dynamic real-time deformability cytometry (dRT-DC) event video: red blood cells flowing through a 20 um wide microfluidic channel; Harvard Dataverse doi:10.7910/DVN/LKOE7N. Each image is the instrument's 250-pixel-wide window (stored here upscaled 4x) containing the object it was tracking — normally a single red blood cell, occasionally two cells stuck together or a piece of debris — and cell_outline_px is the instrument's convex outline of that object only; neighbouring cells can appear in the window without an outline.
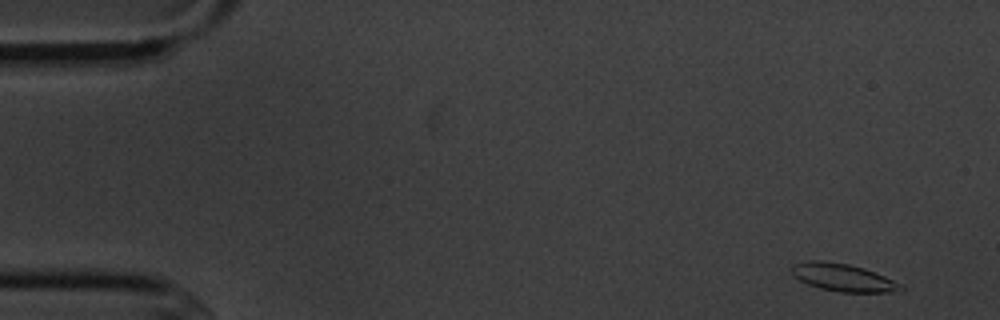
{"species": "common noctule bat (a hibernating species)", "species_latin": "Nyctalus noctula", "temperature_condition": "cold", "stored_images_in_passage": 7, "camera_frame_rate_fps": 3000, "um_per_image_px": 0.085, "animal": {"sex": "male", "body_mass_g": 20.1, "forearm_length_mm": 53.5}, "frame": {"image": 1, "passage_image": 1, "time_ms": 0.0, "image_size_px": [1000, 320], "cell_outline_px": [[904, 288], [892, 292], [840, 292], [820, 288], [808, 284], [800, 280], [792, 272], [792, 264], [808, 260], [824, 260], [848, 264], [864, 268], [884, 276], [900, 284]], "centroid_in_image_um": [71.62, 23.57], "position_along_channel_um": 13.4, "area_um2": 17.34}}
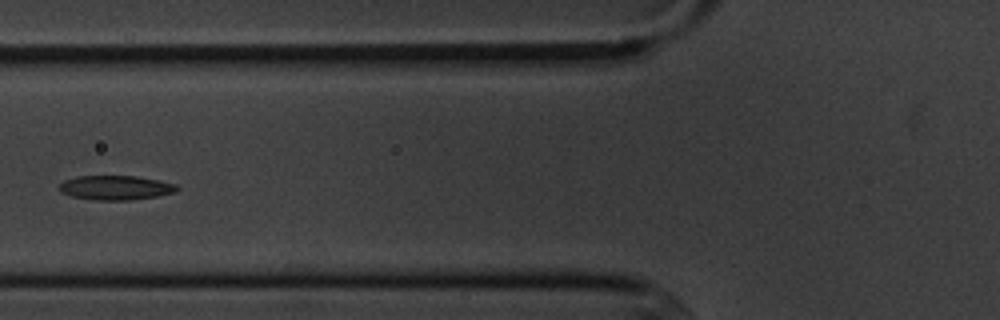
{"frame": {"image": 2, "passage_image": 6, "time_ms": 6.0, "image_size_px": [1000, 320], "cell_outline_px": [[180, 188], [176, 192], [156, 196], [132, 200], [96, 200], [72, 196], [60, 192], [56, 188], [64, 180], [76, 176], [136, 176], [160, 180], [176, 184]], "centroid_in_image_um": [9.82, 15.95], "position_along_channel_um": 116.0, "area_um2": 16.88}}
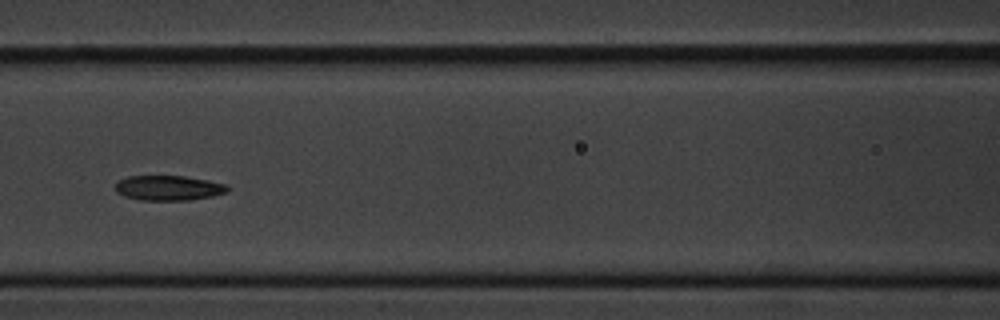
{"frame": {"image": 3, "passage_image": 7, "time_ms": 7.0, "image_size_px": [1000, 320], "cell_outline_px": [[228, 192], [212, 196], [188, 200], [140, 200], [124, 196], [116, 192], [116, 180], [128, 176], [184, 176], [208, 180], [228, 184]], "centroid_in_image_um": [14.32, 15.97], "position_along_channel_um": 152.3, "area_um2": 16.42}}